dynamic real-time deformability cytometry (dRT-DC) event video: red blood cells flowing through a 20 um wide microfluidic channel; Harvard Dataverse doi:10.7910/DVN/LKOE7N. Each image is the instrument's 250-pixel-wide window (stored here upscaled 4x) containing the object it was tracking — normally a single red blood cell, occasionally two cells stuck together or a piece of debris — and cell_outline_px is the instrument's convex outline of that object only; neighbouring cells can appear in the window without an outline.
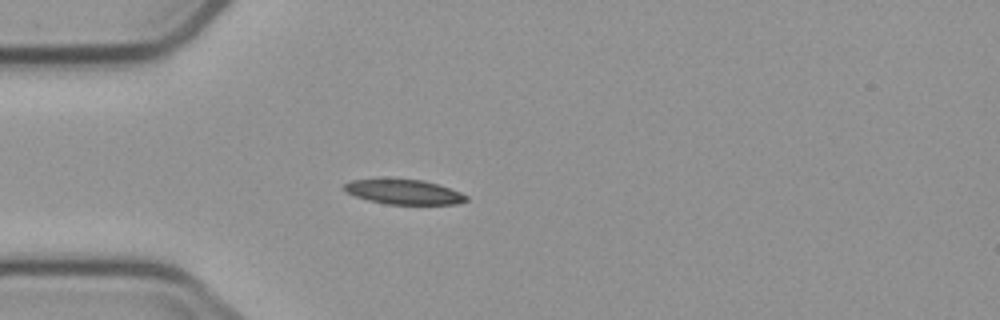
{"species": "common noctule bat (a hibernating species)", "species_latin": "Nyctalus noctula", "temperature_condition": "cold", "stored_images_in_passage": 4, "camera_frame_rate_fps": 3000, "um_per_image_px": 0.085, "animal": {"sex": "male", "body_mass_g": 23.1, "forearm_length_mm": 52.7}, "frame": {"image": 1, "passage_image": 4, "time_ms": 4.667, "image_size_px": [1000, 320], "cell_outline_px": [[468, 200], [456, 204], [384, 204], [368, 200], [356, 196], [348, 192], [344, 188], [344, 184], [352, 180], [424, 180], [460, 192], [468, 196]], "centroid_in_image_um": [34.36, 16.33], "position_along_channel_um": 50.6, "area_um2": 17.11}}